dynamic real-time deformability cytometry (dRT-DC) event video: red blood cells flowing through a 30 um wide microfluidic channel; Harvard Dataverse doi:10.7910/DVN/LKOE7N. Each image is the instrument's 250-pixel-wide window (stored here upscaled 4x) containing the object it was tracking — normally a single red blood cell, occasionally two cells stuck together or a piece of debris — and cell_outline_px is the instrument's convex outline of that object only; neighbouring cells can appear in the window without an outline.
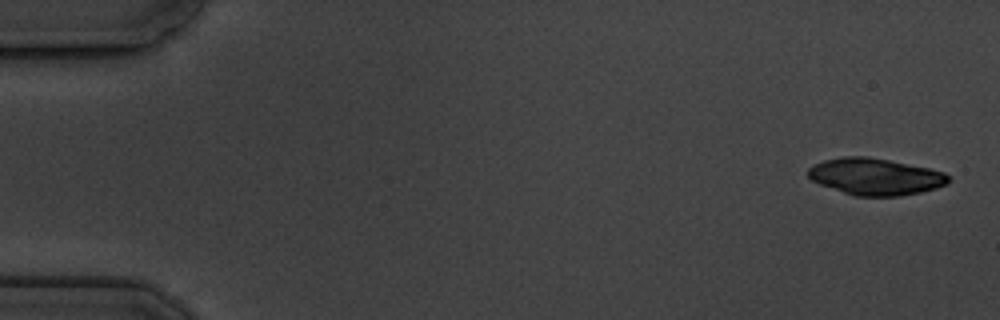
{"species": "common noctule bat (a hibernating species)", "species_latin": "Nyctalus noctula", "temperature_condition": "cold", "stored_images_in_passage": 7, "camera_frame_rate_fps": 3000, "um_per_image_px": 0.085, "animal": {"sex": "male", "body_mass_g": 19.5, "forearm_length_mm": 54.6}, "frame": {"image": 1, "passage_image": 1, "time_ms": 0.0, "image_size_px": [1000, 320], "cell_outline_px": [[952, 180], [948, 184], [936, 188], [920, 192], [900, 196], [856, 196], [820, 184], [812, 180], [808, 176], [808, 168], [824, 160], [844, 156], [868, 156], [928, 168], [944, 172]], "centroid_in_image_um": [74.43, 15.01], "position_along_channel_um": 10.6, "area_um2": 29.88}}
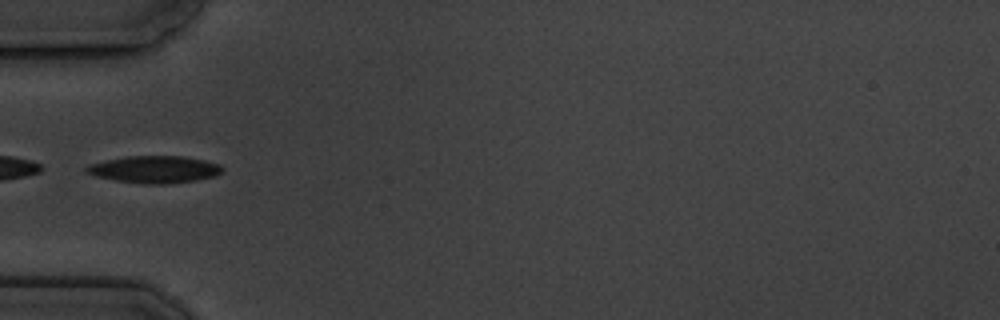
{"frame": {"image": 2, "passage_image": 6, "time_ms": 5.667, "image_size_px": [1000, 320], "cell_outline_px": [[224, 172], [216, 176], [196, 180], [164, 184], [144, 184], [116, 180], [96, 176], [84, 172], [84, 168], [88, 164], [128, 156], [184, 156], [204, 160], [220, 164], [224, 168]], "centroid_in_image_um": [13.16, 14.4], "position_along_channel_um": 71.8, "area_um2": 21.56}}